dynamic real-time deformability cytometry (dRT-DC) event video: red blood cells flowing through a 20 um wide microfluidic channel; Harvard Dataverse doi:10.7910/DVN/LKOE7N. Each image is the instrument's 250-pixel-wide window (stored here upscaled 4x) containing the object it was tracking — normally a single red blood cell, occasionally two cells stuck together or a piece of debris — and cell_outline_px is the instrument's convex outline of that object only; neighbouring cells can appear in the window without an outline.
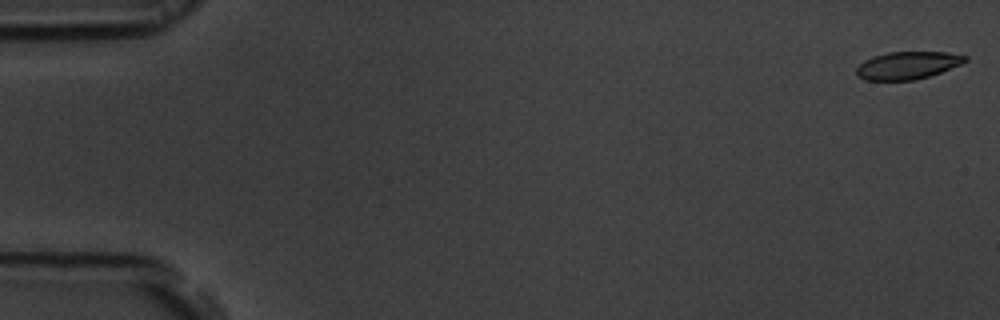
{"species": "common noctule bat (a hibernating species)", "species_latin": "Nyctalus noctula", "temperature_condition": "room temperature", "stored_images_in_passage": 14, "camera_frame_rate_fps": 3000, "um_per_image_px": 0.085, "animal": {"sex": "male", "body_mass_g": 19.5, "forearm_length_mm": 54.6}, "frame": {"image": 1, "passage_image": 1, "time_ms": 0.0, "image_size_px": [1000, 320], "cell_outline_px": [[968, 60], [960, 64], [940, 72], [916, 80], [864, 80], [856, 72], [856, 68], [864, 60], [872, 56], [888, 52], [948, 52], [968, 56]], "centroid_in_image_um": [77.14, 5.54], "position_along_channel_um": 7.9, "area_um2": 17.4}}
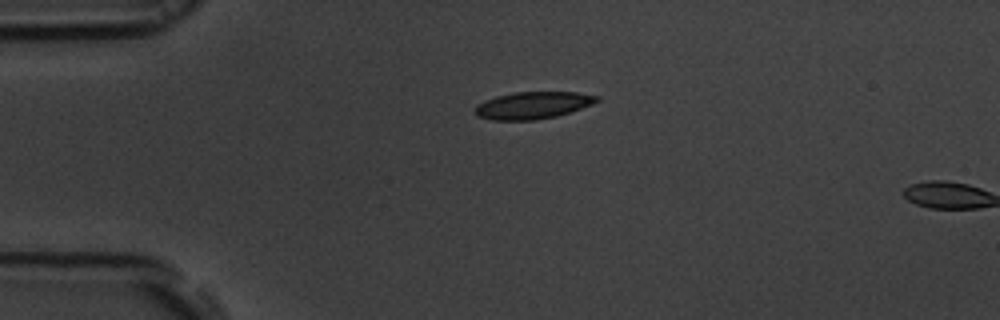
{"frame": {"image": 2, "passage_image": 13, "time_ms": 4.0, "image_size_px": [1000, 320], "cell_outline_px": [[600, 100], [592, 104], [556, 116], [536, 120], [492, 120], [476, 116], [476, 104], [484, 100], [496, 96], [516, 92], [576, 92], [600, 96]], "centroid_in_image_um": [45.27, 8.94], "position_along_channel_um": 39.7, "area_um2": 19.19}}